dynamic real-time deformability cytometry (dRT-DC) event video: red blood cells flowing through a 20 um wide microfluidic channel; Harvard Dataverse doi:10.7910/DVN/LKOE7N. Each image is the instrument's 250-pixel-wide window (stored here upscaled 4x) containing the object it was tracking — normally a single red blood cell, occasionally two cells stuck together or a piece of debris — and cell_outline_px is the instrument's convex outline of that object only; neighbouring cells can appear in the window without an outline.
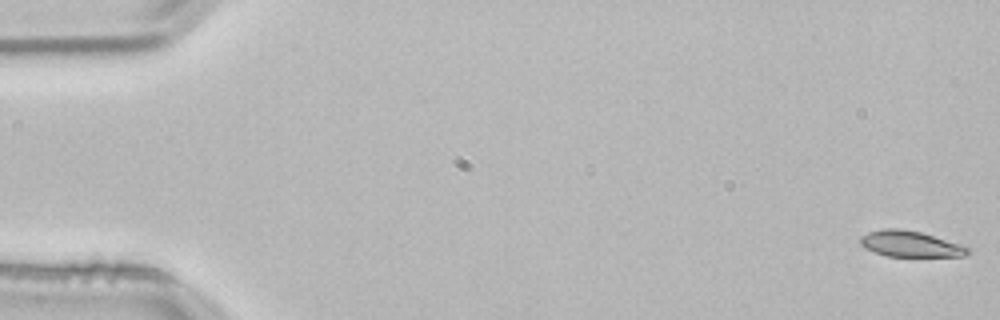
{"species": "common noctule bat (a hibernating species)", "species_latin": "Nyctalus noctula", "temperature_condition": "room temperature", "stored_images_in_passage": 4, "camera_frame_rate_fps": 3000, "um_per_image_px": 0.085, "animal": {"sex": "male", "body_mass_g": 21.5, "forearm_length_mm": 52.0}, "frame": {"image": 1, "passage_image": 1, "time_ms": 0.0, "image_size_px": [1000, 320], "cell_outline_px": [[972, 252], [964, 256], [884, 256], [864, 248], [860, 244], [860, 236], [868, 232], [880, 228], [900, 228], [920, 232], [968, 248]], "centroid_in_image_um": [77.27, 20.73], "position_along_channel_um": 7.7, "area_um2": 16.07}}
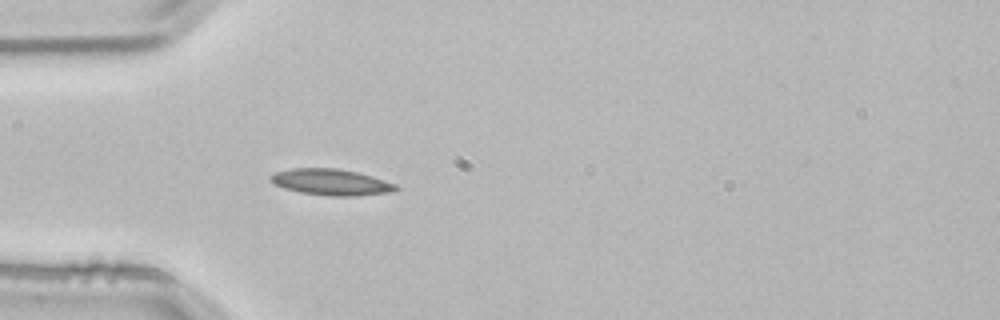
{"frame": {"image": 2, "passage_image": 4, "time_ms": 1.0, "image_size_px": [1000, 320], "cell_outline_px": [[400, 188], [388, 192], [352, 196], [332, 196], [300, 192], [284, 188], [268, 180], [268, 176], [276, 172], [292, 168], [336, 168], [356, 172], [372, 176], [396, 184]], "centroid_in_image_um": [28.11, 15.47], "position_along_channel_um": 56.9, "area_um2": 18.96}}